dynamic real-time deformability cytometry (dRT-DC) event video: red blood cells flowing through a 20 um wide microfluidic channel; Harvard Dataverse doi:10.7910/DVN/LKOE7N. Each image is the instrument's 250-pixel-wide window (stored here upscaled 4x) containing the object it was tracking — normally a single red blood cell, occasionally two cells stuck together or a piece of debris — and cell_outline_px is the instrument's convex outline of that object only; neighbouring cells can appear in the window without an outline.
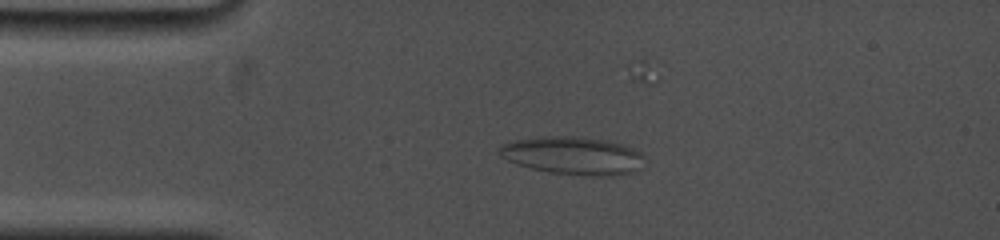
{"species": "common noctule bat (a hibernating species)", "species_latin": "Nyctalus noctula", "temperature_condition": "cold", "stored_images_in_passage": 79, "camera_frame_rate_fps": 5000, "um_per_image_px": 0.085, "animal": {"sex": "female", "body_mass_g": 19.0, "forearm_length_mm": 53.3}, "frame": {"image": 1, "passage_image": 23, "time_ms": 3.6, "image_size_px": [1000, 240], "cell_outline_px": [[644, 168], [632, 172], [616, 176], [592, 176], [552, 172], [532, 168], [516, 164], [500, 156], [496, 152], [500, 144], [516, 140], [544, 136], [572, 136], [600, 140], [620, 144], [644, 152]], "centroid_in_image_um": [48.73, 13.24], "position_along_channel_um": 36.3, "area_um2": 32.14}}
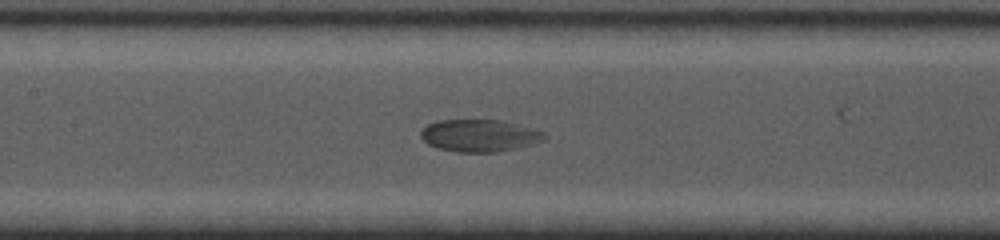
{"frame": {"image": 2, "passage_image": 43, "time_ms": 8.0, "image_size_px": [1000, 240], "cell_outline_px": [[548, 136], [544, 140], [532, 144], [516, 148], [496, 152], [456, 152], [436, 148], [428, 144], [420, 136], [420, 132], [428, 124], [436, 120], [504, 120], [532, 128], [544, 132]], "centroid_in_image_um": [40.76, 11.52], "position_along_channel_um": 166.6, "area_um2": 23.35}}
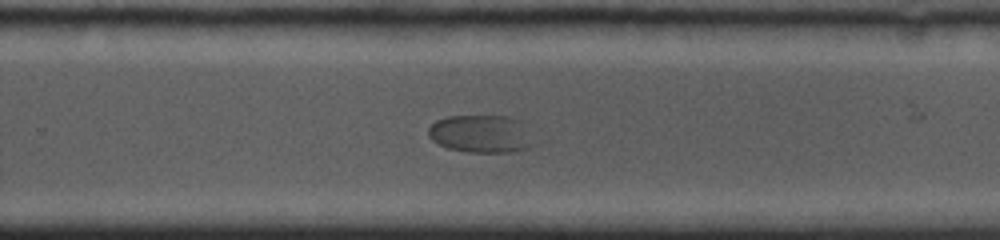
{"frame": {"image": 3, "passage_image": 64, "time_ms": 11.4, "image_size_px": [1000, 240], "cell_outline_px": [[540, 144], [516, 152], [468, 152], [448, 148], [432, 140], [428, 136], [428, 128], [436, 120], [448, 116], [512, 116], [528, 120]], "centroid_in_image_um": [41.11, 11.36], "position_along_channel_um": 288.7, "area_um2": 24.57}}